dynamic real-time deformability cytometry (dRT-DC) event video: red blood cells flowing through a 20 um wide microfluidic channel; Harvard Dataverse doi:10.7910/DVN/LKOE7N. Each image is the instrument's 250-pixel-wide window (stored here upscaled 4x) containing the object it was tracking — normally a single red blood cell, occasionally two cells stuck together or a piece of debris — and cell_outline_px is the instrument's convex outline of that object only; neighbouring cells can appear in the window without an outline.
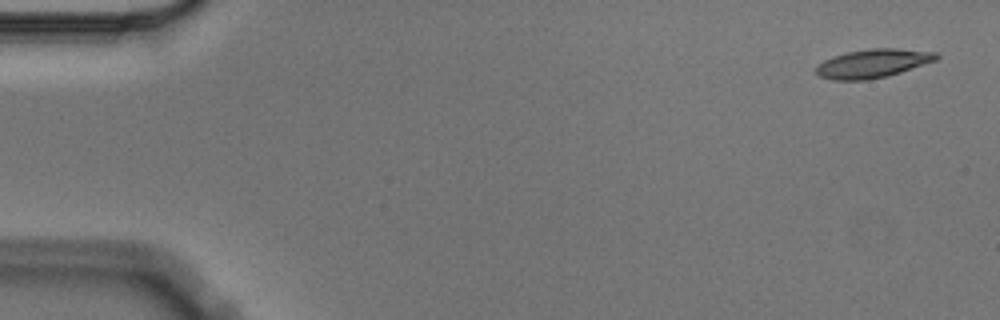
{"species": "Egyptian fruit bat (a non-hibernating species)", "species_latin": "Rousettus aegyptiacus", "temperature_condition": "cold", "stored_images_in_passage": 9, "camera_frame_rate_fps": 3000, "um_per_image_px": 0.085, "animal": {"sex": "male"}, "frame": {"image": 1, "passage_image": 1, "time_ms": 0.0, "image_size_px": [1000, 320], "cell_outline_px": [[940, 56], [936, 60], [888, 76], [868, 80], [832, 80], [820, 76], [816, 72], [816, 68], [824, 60], [832, 56], [848, 52], [868, 48], [896, 48], [936, 52]], "centroid_in_image_um": [74.19, 5.39], "position_along_channel_um": 10.8, "area_um2": 20.0}}
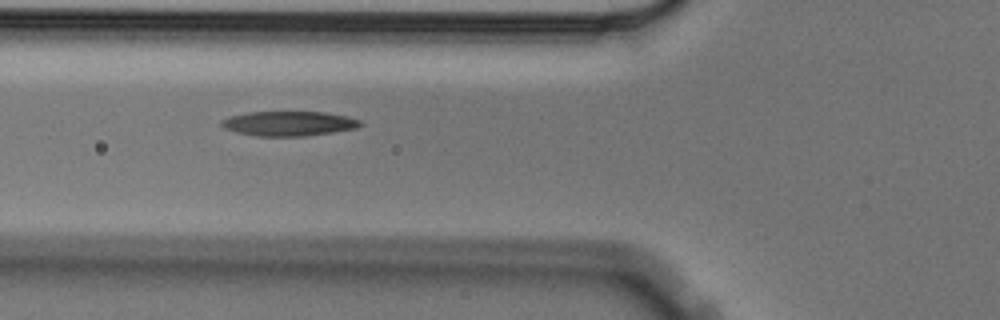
{"frame": {"image": 2, "passage_image": 6, "time_ms": 1.667, "image_size_px": [1000, 320], "cell_outline_px": [[364, 124], [356, 128], [332, 132], [304, 136], [256, 136], [236, 132], [224, 128], [220, 124], [220, 120], [228, 116], [248, 112], [324, 112], [348, 116], [360, 120]], "centroid_in_image_um": [24.53, 10.49], "position_along_channel_um": 101.3, "area_um2": 20.06}}
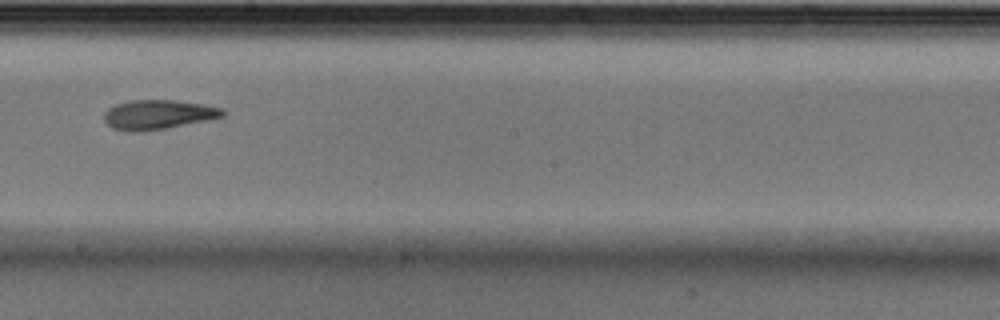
{"frame": {"image": 3, "passage_image": 9, "time_ms": 2.667, "image_size_px": [1000, 320], "cell_outline_px": [[224, 116], [208, 120], [144, 132], [128, 132], [112, 128], [104, 120], [104, 112], [108, 108], [116, 104], [128, 100], [172, 100], [204, 104], [220, 108], [224, 112]], "centroid_in_image_um": [13.39, 9.75], "position_along_channel_um": 234.8, "area_um2": 20.4}}